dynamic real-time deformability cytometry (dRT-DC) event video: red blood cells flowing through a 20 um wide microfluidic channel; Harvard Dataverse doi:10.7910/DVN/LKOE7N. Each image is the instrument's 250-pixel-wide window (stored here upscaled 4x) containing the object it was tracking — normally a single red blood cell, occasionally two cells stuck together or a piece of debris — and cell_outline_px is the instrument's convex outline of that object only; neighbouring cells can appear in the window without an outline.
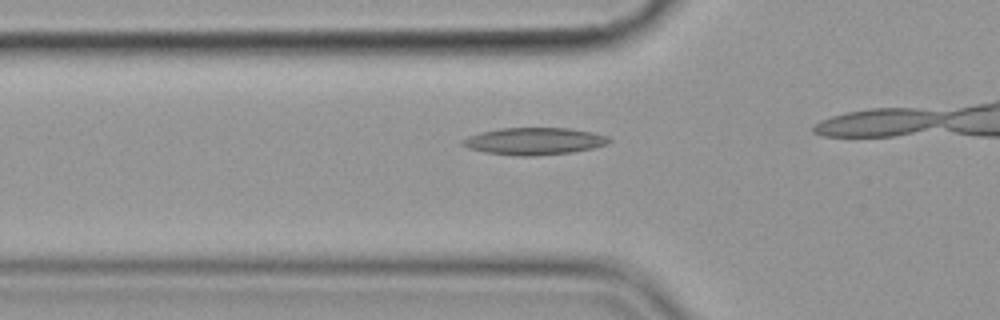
{"species": "common noctule bat (a hibernating species)", "species_latin": "Nyctalus noctula", "temperature_condition": "cold", "stored_images_in_passage": 17, "camera_frame_rate_fps": 3000, "um_per_image_px": 0.085, "animal": {"sex": "female", "body_mass_g": 19.9}, "frame": {"image": 1, "passage_image": 12, "time_ms": 3.667, "image_size_px": [1000, 320], "cell_outline_px": [[612, 140], [608, 144], [592, 148], [572, 152], [536, 156], [520, 156], [484, 152], [468, 148], [460, 144], [460, 140], [468, 136], [500, 128], [568, 128], [592, 132], [608, 136]], "centroid_in_image_um": [45.41, 12.0], "position_along_channel_um": 80.4, "area_um2": 23.18}}
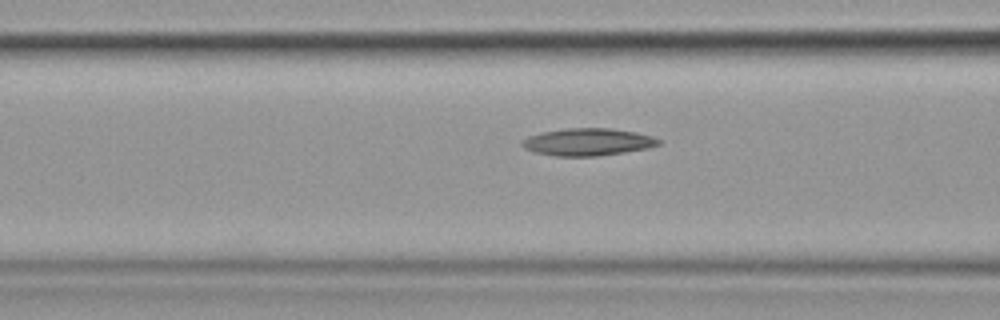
{"frame": {"image": 2, "passage_image": 15, "time_ms": 4.667, "image_size_px": [1000, 320], "cell_outline_px": [[664, 140], [660, 144], [648, 148], [624, 152], [596, 156], [556, 156], [532, 152], [524, 148], [520, 144], [520, 140], [528, 136], [544, 132], [568, 128], [612, 128], [636, 132], [652, 136]], "centroid_in_image_um": [49.96, 12.07], "position_along_channel_um": 116.6, "area_um2": 21.91}}